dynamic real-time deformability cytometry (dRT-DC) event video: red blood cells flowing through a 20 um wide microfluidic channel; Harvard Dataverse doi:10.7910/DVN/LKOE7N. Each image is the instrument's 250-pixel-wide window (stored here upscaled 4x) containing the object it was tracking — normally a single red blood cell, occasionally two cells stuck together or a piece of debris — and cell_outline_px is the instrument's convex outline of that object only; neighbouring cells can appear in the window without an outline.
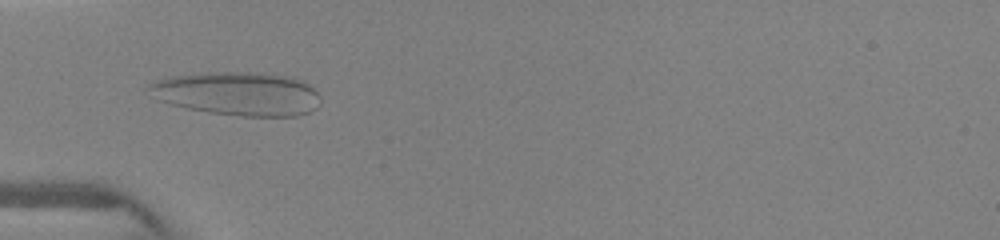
{"species": "human", "species_latin": "Homo sapiens", "temperature_condition": "warm", "stored_images_in_passage": 8, "camera_frame_rate_fps": 3000, "um_per_image_px": 0.085, "donor": {"sex": "female"}, "frame": {"image": 1, "passage_image": 6, "time_ms": 4.333, "image_size_px": [1000, 240], "cell_outline_px": [[320, 104], [316, 108], [308, 112], [296, 116], [240, 116], [208, 112], [188, 108], [156, 100], [148, 96], [144, 88], [148, 84], [156, 80], [172, 76], [200, 72], [256, 72], [296, 76], [304, 80], [320, 96]], "centroid_in_image_um": [20.16, 7.94], "position_along_channel_um": 64.8, "area_um2": 44.45}}
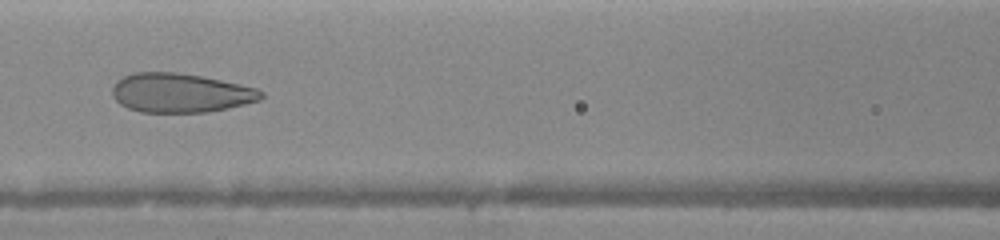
{"frame": {"image": 2, "passage_image": 8, "time_ms": 6.333, "image_size_px": [1000, 240], "cell_outline_px": [[264, 96], [260, 100], [228, 108], [204, 112], [140, 112], [128, 108], [120, 104], [112, 96], [112, 88], [116, 80], [132, 72], [176, 72], [200, 76], [240, 84], [256, 88], [264, 92]], "centroid_in_image_um": [15.31, 7.89], "position_along_channel_um": 151.3, "area_um2": 33.99}}